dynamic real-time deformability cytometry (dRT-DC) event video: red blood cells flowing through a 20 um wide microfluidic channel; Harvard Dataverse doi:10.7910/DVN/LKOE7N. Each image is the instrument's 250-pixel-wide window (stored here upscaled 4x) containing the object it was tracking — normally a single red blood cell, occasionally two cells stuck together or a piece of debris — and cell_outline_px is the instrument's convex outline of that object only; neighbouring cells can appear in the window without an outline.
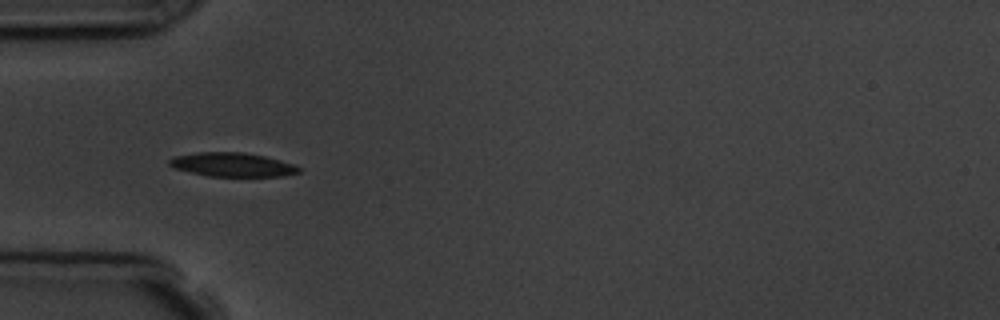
{"species": "common noctule bat (a hibernating species)", "species_latin": "Nyctalus noctula", "temperature_condition": "room temperature", "stored_images_in_passage": 8, "camera_frame_rate_fps": 3000, "um_per_image_px": 0.085, "animal": {"sex": "male", "body_mass_g": 19.5, "forearm_length_mm": 54.6}, "frame": {"image": 1, "passage_image": 6, "time_ms": 5.667, "image_size_px": [1000, 320], "cell_outline_px": [[300, 172], [284, 176], [208, 176], [176, 168], [168, 164], [168, 160], [172, 156], [196, 152], [244, 152], [264, 156], [280, 160], [292, 164], [300, 168]], "centroid_in_image_um": [19.73, 13.98], "position_along_channel_um": 65.3, "area_um2": 17.98}}